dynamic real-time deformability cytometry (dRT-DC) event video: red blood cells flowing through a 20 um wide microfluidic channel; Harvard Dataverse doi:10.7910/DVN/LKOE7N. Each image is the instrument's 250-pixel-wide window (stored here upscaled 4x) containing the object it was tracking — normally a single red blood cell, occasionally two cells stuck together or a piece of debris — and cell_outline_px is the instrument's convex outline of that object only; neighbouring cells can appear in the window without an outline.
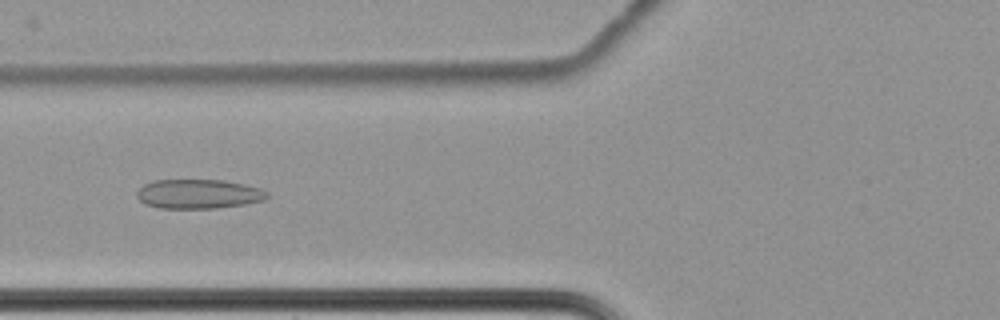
{"species": "common noctule bat (a hibernating species)", "species_latin": "Nyctalus noctula", "temperature_condition": "cold", "stored_images_in_passage": 57, "camera_frame_rate_fps": 3000, "um_per_image_px": 0.085, "animal": {"sex": "female", "body_mass_g": 22.7, "forearm_length_mm": 54.2}, "frame": {"image": 1, "passage_image": 21, "time_ms": 6.667, "image_size_px": [1000, 320], "cell_outline_px": [[268, 196], [264, 200], [244, 204], [216, 208], [160, 208], [144, 204], [136, 196], [136, 192], [144, 184], [152, 180], [224, 180], [244, 184], [260, 188], [268, 192]], "centroid_in_image_um": [16.85, 16.48], "position_along_channel_um": 108.9, "area_um2": 22.31}}
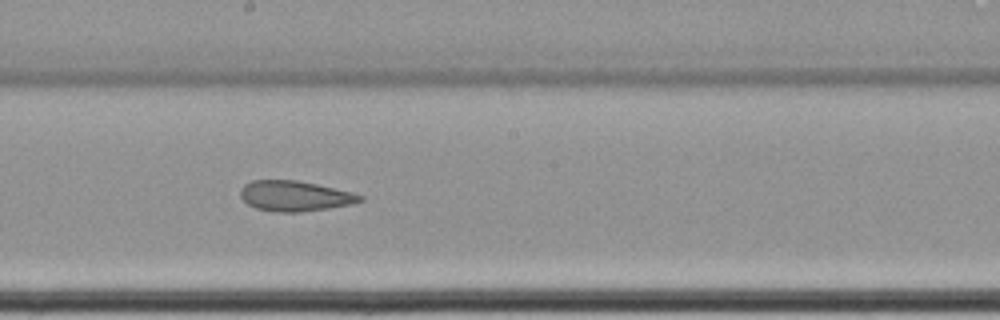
{"frame": {"image": 2, "passage_image": 31, "time_ms": 10.0, "image_size_px": [1000, 320], "cell_outline_px": [[364, 200], [352, 204], [328, 208], [300, 212], [272, 212], [256, 208], [248, 204], [240, 196], [240, 188], [244, 184], [252, 180], [296, 180], [316, 184], [352, 192], [364, 196]], "centroid_in_image_um": [25.05, 16.66], "position_along_channel_um": 223.2, "area_um2": 21.21}}
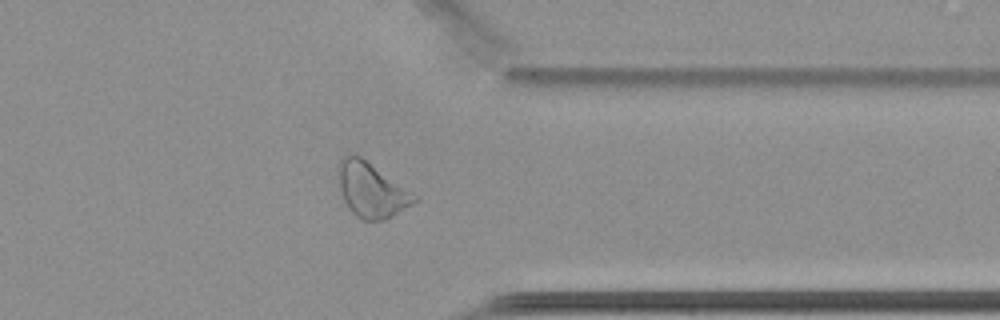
{"frame": {"image": 3, "passage_image": 45, "time_ms": 14.667, "image_size_px": [1000, 320], "cell_outline_px": [[420, 200], [392, 216], [384, 220], [364, 220], [356, 216], [348, 208], [344, 200], [340, 188], [336, 168], [340, 160], [348, 152], [352, 152], [360, 156], [420, 196]], "centroid_in_image_um": [31.58, 16.12], "position_along_channel_um": 379.8, "area_um2": 24.62}, "authors_computed_cell_mechanics": {"area_um2": 24.276, "velocity_mm_per_s": 3.4226, "shape_relaxation_time_tau1_ms": null, "shape_relaxation_time_tau2_ms": 3.4791, "deformation_change_tau1": null, "deformation_change_tau2": 0.0807}}